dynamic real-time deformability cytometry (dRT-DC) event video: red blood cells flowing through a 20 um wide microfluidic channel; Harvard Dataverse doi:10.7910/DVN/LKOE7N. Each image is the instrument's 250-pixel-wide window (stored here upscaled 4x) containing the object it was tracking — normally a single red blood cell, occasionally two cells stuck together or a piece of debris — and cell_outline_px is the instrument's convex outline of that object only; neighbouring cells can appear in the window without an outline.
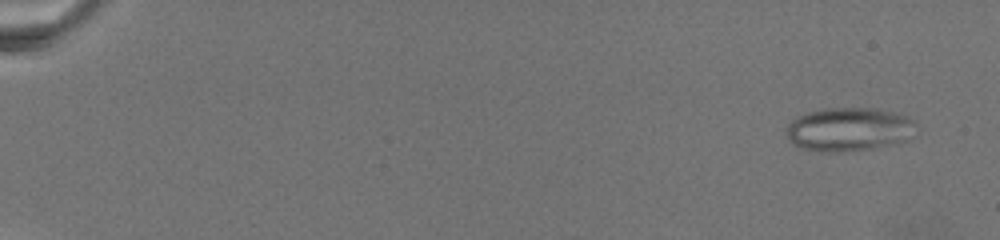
{"species": "common noctule bat (a hibernating species)", "species_latin": "Nyctalus noctula", "temperature_condition": "warm", "stored_images_in_passage": 23, "camera_frame_rate_fps": 3000, "um_per_image_px": 0.085, "animal": {"sex": "female", "body_mass_g": 19.5, "forearm_length_mm": 54.1}, "frame": {"image": 1, "passage_image": 1, "time_ms": 0.0, "image_size_px": [1000, 240], "cell_outline_px": [[912, 120], [908, 140], [900, 144], [872, 148], [840, 152], [828, 152], [800, 148], [792, 144], [788, 140], [784, 128], [792, 120], [808, 112], [828, 108], [868, 108], [892, 112], [904, 116]], "centroid_in_image_um": [72.06, 11.02], "position_along_channel_um": 12.9, "area_um2": 32.66}}
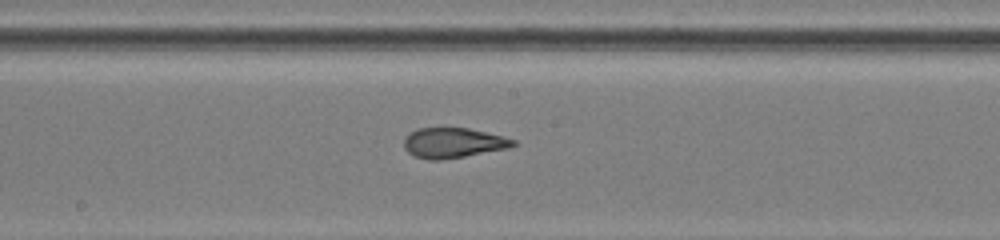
{"frame": {"image": 2, "passage_image": 14, "time_ms": 13.333, "image_size_px": [1000, 240], "cell_outline_px": [[516, 144], [508, 148], [464, 156], [440, 160], [428, 160], [416, 156], [408, 152], [404, 148], [404, 140], [416, 128], [468, 128], [504, 136], [516, 140]], "centroid_in_image_um": [38.53, 12.14], "position_along_channel_um": 209.7, "area_um2": 18.96}}
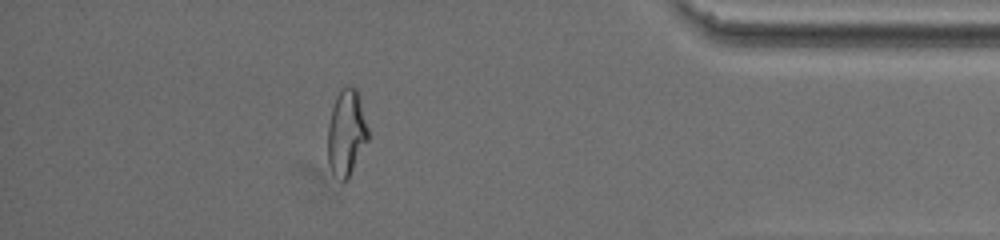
{"frame": {"image": 3, "passage_image": 21, "time_ms": 21.333, "image_size_px": [1000, 240], "cell_outline_px": [[368, 140], [348, 180], [340, 180], [332, 172], [328, 164], [328, 124], [332, 108], [336, 96], [348, 84], [356, 88], [368, 128]], "centroid_in_image_um": [29.44, 11.31], "position_along_channel_um": 405.8, "area_um2": 20.11}}